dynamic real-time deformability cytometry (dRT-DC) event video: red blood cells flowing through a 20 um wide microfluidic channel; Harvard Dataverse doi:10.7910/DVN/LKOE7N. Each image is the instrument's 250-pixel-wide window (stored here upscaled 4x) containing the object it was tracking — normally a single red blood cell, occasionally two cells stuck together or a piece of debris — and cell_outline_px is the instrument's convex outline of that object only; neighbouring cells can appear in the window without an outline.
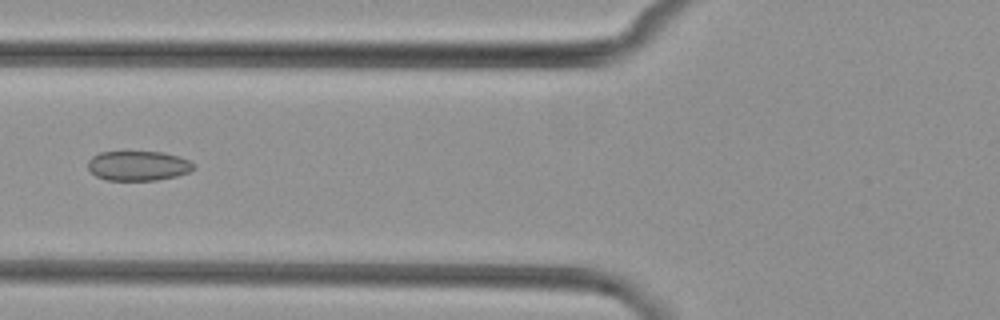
{"species": "common noctule bat (a hibernating species)", "species_latin": "Nyctalus noctula", "temperature_condition": "cold", "stored_images_in_passage": 5, "camera_frame_rate_fps": 3000, "um_per_image_px": 0.085, "animal": {"sex": "female", "body_mass_g": 29.2, "forearm_length_mm": 56.3}, "frame": {"image": 1, "passage_image": 5, "time_ms": 5.333, "image_size_px": [1000, 320], "cell_outline_px": [[196, 168], [188, 172], [176, 176], [156, 180], [108, 180], [96, 176], [88, 168], [88, 160], [92, 156], [100, 152], [164, 152], [180, 156], [196, 164]], "centroid_in_image_um": [11.77, 14.08], "position_along_channel_um": 114.0, "area_um2": 18.38}}